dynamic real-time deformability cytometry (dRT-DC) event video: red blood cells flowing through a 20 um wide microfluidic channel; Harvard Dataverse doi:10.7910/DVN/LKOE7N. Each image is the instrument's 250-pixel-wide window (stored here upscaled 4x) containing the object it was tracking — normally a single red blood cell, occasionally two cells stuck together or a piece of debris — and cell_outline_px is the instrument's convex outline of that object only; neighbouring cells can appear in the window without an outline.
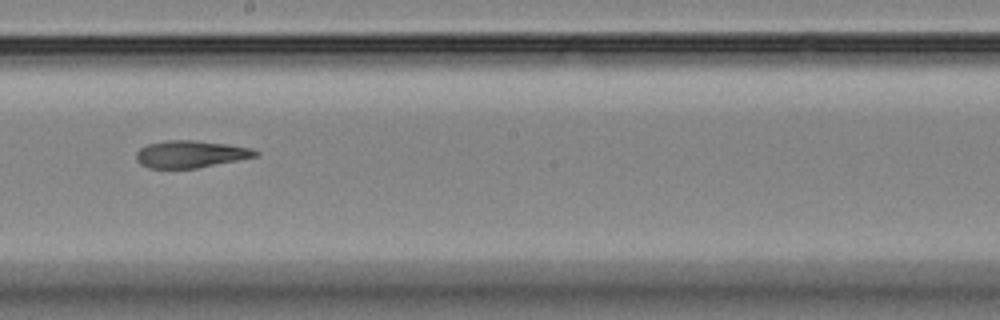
{"species": "Egyptian fruit bat (a non-hibernating species)", "species_latin": "Rousettus aegyptiacus", "temperature_condition": "room temperature", "stored_images_in_passage": 15, "camera_frame_rate_fps": 3000, "um_per_image_px": 0.085, "animal": {"sex": "female"}, "frame": {"image": 1, "passage_image": 9, "time_ms": 11.0, "image_size_px": [1000, 320], "cell_outline_px": [[260, 156], [196, 168], [148, 168], [140, 164], [136, 160], [136, 152], [140, 148], [148, 144], [168, 140], [196, 140], [228, 144], [252, 148], [260, 152]], "centroid_in_image_um": [16.23, 13.1], "position_along_channel_um": 232.0, "area_um2": 19.02}}
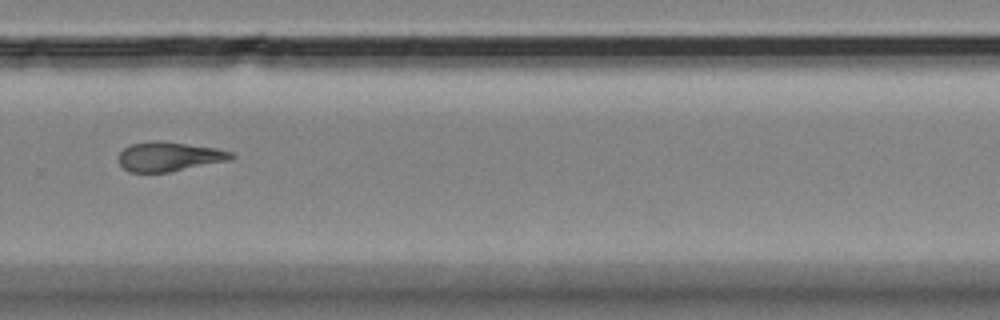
{"frame": {"image": 2, "passage_image": 11, "time_ms": 13.333, "image_size_px": [1000, 320], "cell_outline_px": [[236, 156], [232, 160], [168, 172], [128, 172], [120, 164], [120, 152], [124, 148], [132, 144], [152, 140], [160, 140], [216, 148], [236, 152]], "centroid_in_image_um": [14.44, 13.3], "position_along_channel_um": 315.4, "area_um2": 19.42}}
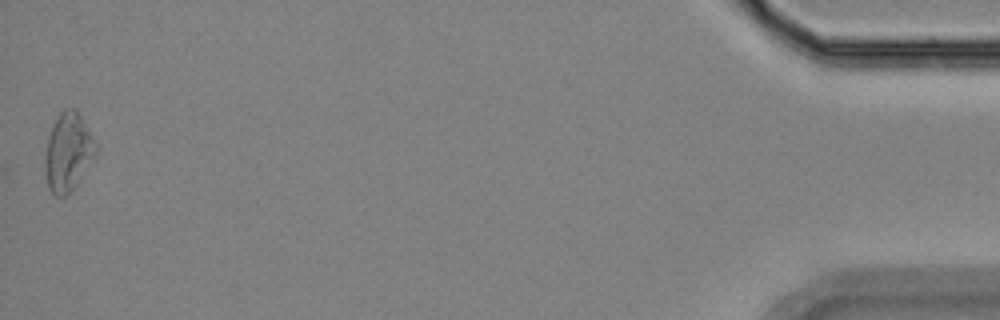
{"frame": {"image": 3, "passage_image": 15, "time_ms": 19.0, "image_size_px": [1000, 320], "cell_outline_px": [[96, 156], [76, 184], [64, 196], [56, 196], [48, 188], [44, 168], [44, 156], [48, 136], [60, 112], [64, 108], [76, 108], [92, 136], [96, 144]], "centroid_in_image_um": [5.77, 12.92], "position_along_channel_um": 429.4, "area_um2": 22.95}, "authors_computed_cell_mechanics": {"area_um2": 20.4034, "velocity_mm_per_s": 3.5974, "shape_relaxation_time_tau1_ms": null, "shape_relaxation_time_tau2_ms": 8.0201, "deformation_change_tau1": null, "deformation_change_tau2": 0.1845}}